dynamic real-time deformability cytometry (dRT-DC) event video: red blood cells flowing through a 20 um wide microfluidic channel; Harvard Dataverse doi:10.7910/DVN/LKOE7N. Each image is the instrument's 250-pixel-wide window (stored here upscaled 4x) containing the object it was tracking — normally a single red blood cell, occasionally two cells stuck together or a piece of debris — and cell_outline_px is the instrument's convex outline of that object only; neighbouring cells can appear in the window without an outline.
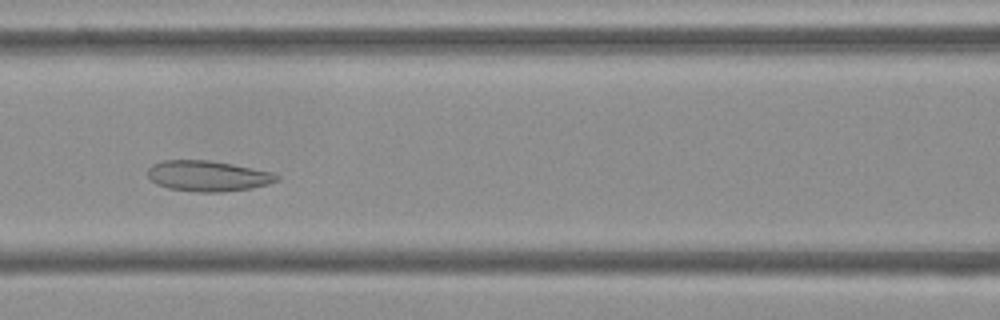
{"species": "Egyptian fruit bat (a non-hibernating species)", "species_latin": "Rousettus aegyptiacus", "temperature_condition": "cold", "stored_images_in_passage": 42, "camera_frame_rate_fps": 3000, "um_per_image_px": 0.085, "frame": {"image": 1, "passage_image": 11, "time_ms": 3.333, "image_size_px": [1000, 320], "cell_outline_px": [[280, 180], [268, 184], [252, 188], [220, 192], [196, 192], [168, 188], [156, 184], [148, 176], [148, 168], [152, 164], [164, 160], [208, 160], [232, 164], [272, 172], [280, 176]], "centroid_in_image_um": [17.67, 14.96], "position_along_channel_um": 148.9, "area_um2": 23.06}}
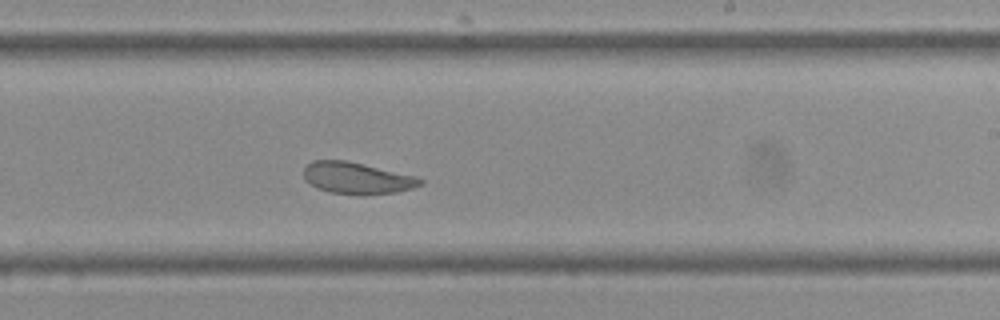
{"frame": {"image": 2, "passage_image": 20, "time_ms": 6.333, "image_size_px": [1000, 320], "cell_outline_px": [[424, 184], [412, 188], [396, 192], [328, 192], [316, 188], [304, 180], [304, 168], [312, 160], [344, 160], [364, 164], [416, 176], [424, 180]], "centroid_in_image_um": [30.32, 15.09], "position_along_channel_um": 258.7, "area_um2": 20.81}}
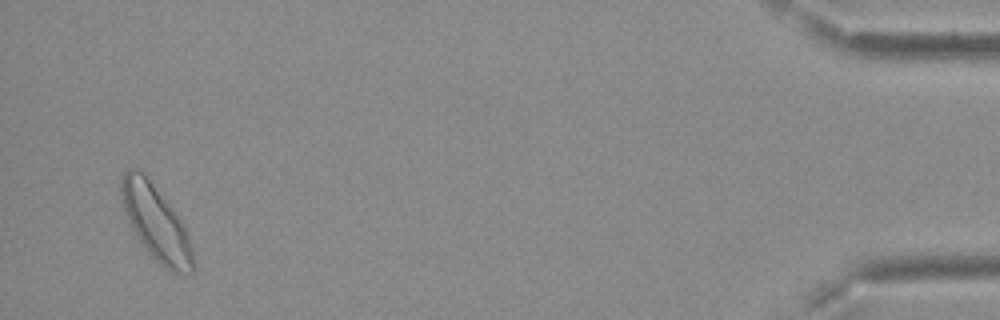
{"frame": {"image": 3, "passage_image": 40, "time_ms": 13.0, "image_size_px": [1000, 320], "cell_outline_px": [[196, 272], [172, 272], [160, 264], [148, 252], [140, 240], [128, 220], [120, 196], [120, 184], [124, 172], [128, 168], [136, 168], [152, 184], [176, 216], [184, 228], [188, 236], [192, 248]], "centroid_in_image_um": [13.24, 18.98], "position_along_channel_um": 422.0, "area_um2": 30.11}, "authors_computed_cell_mechanics": {"area_um2": 23.8714, "velocity_mm_per_s": 3.6722, "shape_relaxation_time_tau1_ms": null, "shape_relaxation_time_tau2_ms": 2.4889, "deformation_change_tau1": null, "deformation_change_tau2": 0.0798}}